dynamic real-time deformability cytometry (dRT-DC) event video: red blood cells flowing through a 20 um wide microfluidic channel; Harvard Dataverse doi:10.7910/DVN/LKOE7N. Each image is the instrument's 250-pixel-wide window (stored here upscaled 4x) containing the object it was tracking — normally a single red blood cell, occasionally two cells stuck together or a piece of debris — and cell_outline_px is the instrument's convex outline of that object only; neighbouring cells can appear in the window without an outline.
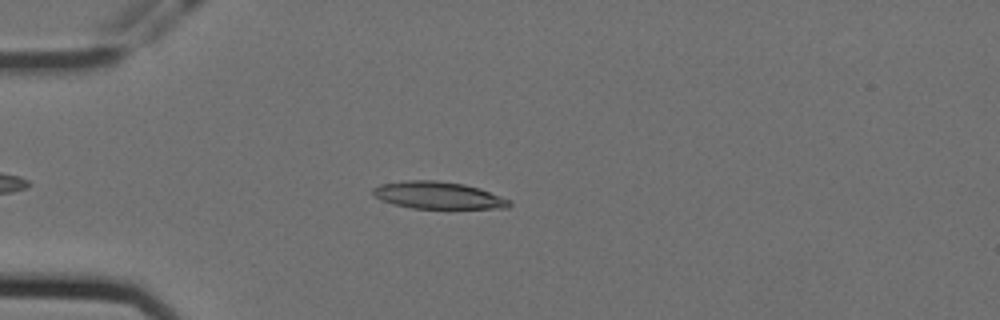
{"species": "Egyptian fruit bat (a non-hibernating species)", "species_latin": "Rousettus aegyptiacus", "temperature_condition": "cold", "stored_images_in_passage": 51, "camera_frame_rate_fps": 3000, "um_per_image_px": 0.085, "animal": {"sex": "female"}, "frame": {"image": 1, "passage_image": 13, "time_ms": 4.0, "image_size_px": [1000, 320], "cell_outline_px": [[512, 204], [508, 208], [412, 208], [392, 204], [380, 200], [372, 192], [372, 188], [380, 184], [404, 180], [436, 180], [464, 184], [480, 188], [512, 200]], "centroid_in_image_um": [37.25, 16.59], "position_along_channel_um": 47.8, "area_um2": 21.73}}
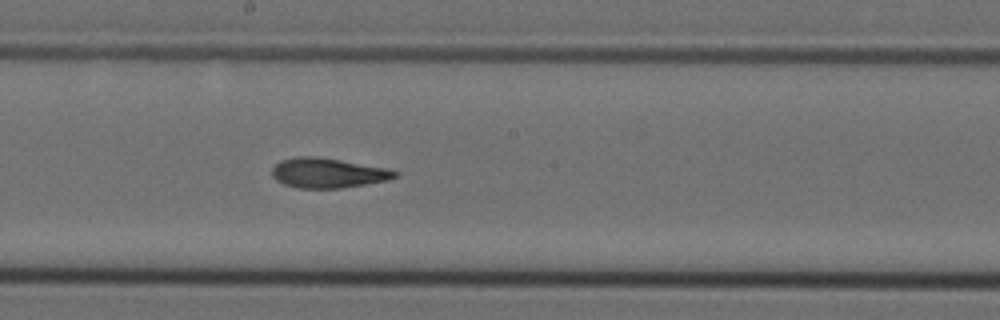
{"frame": {"image": 2, "passage_image": 29, "time_ms": 9.333, "image_size_px": [1000, 320], "cell_outline_px": [[400, 172], [396, 176], [388, 180], [340, 188], [296, 188], [284, 184], [276, 180], [272, 176], [272, 168], [280, 160], [296, 156], [316, 156], [392, 168]], "centroid_in_image_um": [27.88, 14.69], "position_along_channel_um": 220.3, "area_um2": 21.62}}
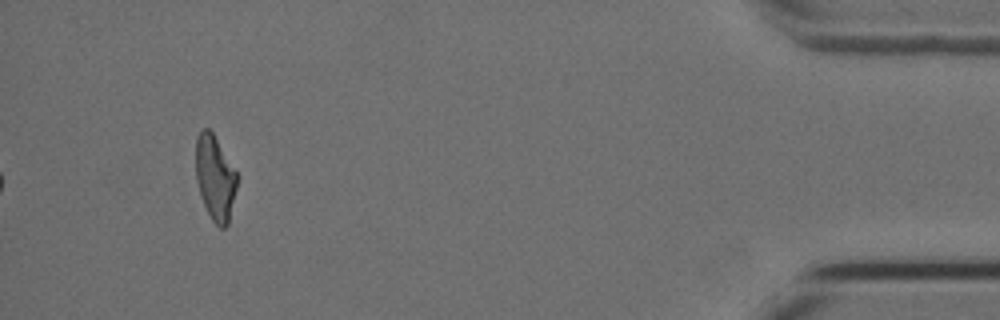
{"frame": {"image": 3, "passage_image": 51, "time_ms": 16.667, "image_size_px": [1000, 320], "cell_outline_px": [[236, 188], [228, 224], [224, 228], [220, 228], [212, 220], [200, 196], [196, 180], [196, 136], [204, 128], [208, 128], [212, 132], [236, 172]], "centroid_in_image_um": [18.26, 15.12], "position_along_channel_um": 416.9, "area_um2": 20.0}, "authors_computed_cell_mechanics": {"area_um2": 21.1548, "velocity_mm_per_s": 3.5673, "shape_relaxation_time_tau1_ms": null, "shape_relaxation_time_tau2_ms": 4.2273, "deformation_change_tau1": null, "deformation_change_tau2": 0.1324}}